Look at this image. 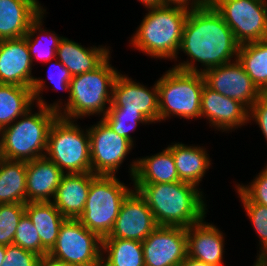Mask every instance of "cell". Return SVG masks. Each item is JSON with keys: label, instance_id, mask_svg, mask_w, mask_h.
<instances>
[{"label": "cell", "instance_id": "1", "mask_svg": "<svg viewBox=\"0 0 267 266\" xmlns=\"http://www.w3.org/2000/svg\"><path fill=\"white\" fill-rule=\"evenodd\" d=\"M239 46L233 31L210 3L189 11L178 51V55L182 52L188 59L174 61L172 66L185 72L203 73L237 60Z\"/></svg>", "mask_w": 267, "mask_h": 266}, {"label": "cell", "instance_id": "2", "mask_svg": "<svg viewBox=\"0 0 267 266\" xmlns=\"http://www.w3.org/2000/svg\"><path fill=\"white\" fill-rule=\"evenodd\" d=\"M133 187L145 199L158 226L188 228L209 212L204 190L191 183L133 184Z\"/></svg>", "mask_w": 267, "mask_h": 266}, {"label": "cell", "instance_id": "3", "mask_svg": "<svg viewBox=\"0 0 267 266\" xmlns=\"http://www.w3.org/2000/svg\"><path fill=\"white\" fill-rule=\"evenodd\" d=\"M145 11L143 19L128 40L129 47L155 60H180L178 51L189 10L161 5Z\"/></svg>", "mask_w": 267, "mask_h": 266}, {"label": "cell", "instance_id": "4", "mask_svg": "<svg viewBox=\"0 0 267 266\" xmlns=\"http://www.w3.org/2000/svg\"><path fill=\"white\" fill-rule=\"evenodd\" d=\"M111 54L95 69L72 76L70 96L58 111L60 117L69 120L102 118L112 102L113 86L121 70L112 66Z\"/></svg>", "mask_w": 267, "mask_h": 266}, {"label": "cell", "instance_id": "5", "mask_svg": "<svg viewBox=\"0 0 267 266\" xmlns=\"http://www.w3.org/2000/svg\"><path fill=\"white\" fill-rule=\"evenodd\" d=\"M58 116L57 111L35 104L14 123L2 128L5 159L27 162L44 157L50 127Z\"/></svg>", "mask_w": 267, "mask_h": 266}, {"label": "cell", "instance_id": "6", "mask_svg": "<svg viewBox=\"0 0 267 266\" xmlns=\"http://www.w3.org/2000/svg\"><path fill=\"white\" fill-rule=\"evenodd\" d=\"M159 98V123L172 117L201 119V93L205 85L202 73L166 70L156 79Z\"/></svg>", "mask_w": 267, "mask_h": 266}, {"label": "cell", "instance_id": "7", "mask_svg": "<svg viewBox=\"0 0 267 266\" xmlns=\"http://www.w3.org/2000/svg\"><path fill=\"white\" fill-rule=\"evenodd\" d=\"M133 189V185L128 186L117 175H95L91 179L85 207L78 220L101 239L107 237L114 227L123 201Z\"/></svg>", "mask_w": 267, "mask_h": 266}, {"label": "cell", "instance_id": "8", "mask_svg": "<svg viewBox=\"0 0 267 266\" xmlns=\"http://www.w3.org/2000/svg\"><path fill=\"white\" fill-rule=\"evenodd\" d=\"M77 123L58 116L49 130L45 157L65 174L91 172L90 136Z\"/></svg>", "mask_w": 267, "mask_h": 266}, {"label": "cell", "instance_id": "9", "mask_svg": "<svg viewBox=\"0 0 267 266\" xmlns=\"http://www.w3.org/2000/svg\"><path fill=\"white\" fill-rule=\"evenodd\" d=\"M102 239L78 219H66L52 249V257L73 266H101Z\"/></svg>", "mask_w": 267, "mask_h": 266}, {"label": "cell", "instance_id": "10", "mask_svg": "<svg viewBox=\"0 0 267 266\" xmlns=\"http://www.w3.org/2000/svg\"><path fill=\"white\" fill-rule=\"evenodd\" d=\"M241 45L267 39V0H210Z\"/></svg>", "mask_w": 267, "mask_h": 266}, {"label": "cell", "instance_id": "11", "mask_svg": "<svg viewBox=\"0 0 267 266\" xmlns=\"http://www.w3.org/2000/svg\"><path fill=\"white\" fill-rule=\"evenodd\" d=\"M87 126L90 136L91 172L95 175L116 176L127 156L134 150L128 139L118 135L109 125L99 118Z\"/></svg>", "mask_w": 267, "mask_h": 266}, {"label": "cell", "instance_id": "12", "mask_svg": "<svg viewBox=\"0 0 267 266\" xmlns=\"http://www.w3.org/2000/svg\"><path fill=\"white\" fill-rule=\"evenodd\" d=\"M202 74L207 87L239 101L248 110L263 94L238 60L210 68Z\"/></svg>", "mask_w": 267, "mask_h": 266}, {"label": "cell", "instance_id": "13", "mask_svg": "<svg viewBox=\"0 0 267 266\" xmlns=\"http://www.w3.org/2000/svg\"><path fill=\"white\" fill-rule=\"evenodd\" d=\"M142 247L145 266H179L187 257L186 228L157 226Z\"/></svg>", "mask_w": 267, "mask_h": 266}, {"label": "cell", "instance_id": "14", "mask_svg": "<svg viewBox=\"0 0 267 266\" xmlns=\"http://www.w3.org/2000/svg\"><path fill=\"white\" fill-rule=\"evenodd\" d=\"M137 80L121 72L116 77L110 107L121 111L140 112L152 124L159 123L158 87L155 80L152 86L136 82Z\"/></svg>", "mask_w": 267, "mask_h": 266}, {"label": "cell", "instance_id": "15", "mask_svg": "<svg viewBox=\"0 0 267 266\" xmlns=\"http://www.w3.org/2000/svg\"><path fill=\"white\" fill-rule=\"evenodd\" d=\"M157 226L145 199L133 189L123 201L112 231L103 239L143 242Z\"/></svg>", "mask_w": 267, "mask_h": 266}, {"label": "cell", "instance_id": "16", "mask_svg": "<svg viewBox=\"0 0 267 266\" xmlns=\"http://www.w3.org/2000/svg\"><path fill=\"white\" fill-rule=\"evenodd\" d=\"M249 110L239 101L226 97L204 85L201 93V120L221 133H232L248 125Z\"/></svg>", "mask_w": 267, "mask_h": 266}, {"label": "cell", "instance_id": "17", "mask_svg": "<svg viewBox=\"0 0 267 266\" xmlns=\"http://www.w3.org/2000/svg\"><path fill=\"white\" fill-rule=\"evenodd\" d=\"M26 36L0 40V84L31 88L36 76Z\"/></svg>", "mask_w": 267, "mask_h": 266}, {"label": "cell", "instance_id": "18", "mask_svg": "<svg viewBox=\"0 0 267 266\" xmlns=\"http://www.w3.org/2000/svg\"><path fill=\"white\" fill-rule=\"evenodd\" d=\"M204 218L186 228L187 256L215 266H224L226 235Z\"/></svg>", "mask_w": 267, "mask_h": 266}, {"label": "cell", "instance_id": "19", "mask_svg": "<svg viewBox=\"0 0 267 266\" xmlns=\"http://www.w3.org/2000/svg\"><path fill=\"white\" fill-rule=\"evenodd\" d=\"M162 151L132 158L128 165L130 184H157L178 182L179 176L172 152L164 147ZM152 155V156H151Z\"/></svg>", "mask_w": 267, "mask_h": 266}, {"label": "cell", "instance_id": "20", "mask_svg": "<svg viewBox=\"0 0 267 266\" xmlns=\"http://www.w3.org/2000/svg\"><path fill=\"white\" fill-rule=\"evenodd\" d=\"M64 174L45 156L27 161L26 203L51 202Z\"/></svg>", "mask_w": 267, "mask_h": 266}, {"label": "cell", "instance_id": "21", "mask_svg": "<svg viewBox=\"0 0 267 266\" xmlns=\"http://www.w3.org/2000/svg\"><path fill=\"white\" fill-rule=\"evenodd\" d=\"M173 154V159L180 181L191 183L198 188L203 177L212 168V158L208 153V147L195 144L172 142L166 146Z\"/></svg>", "mask_w": 267, "mask_h": 266}, {"label": "cell", "instance_id": "22", "mask_svg": "<svg viewBox=\"0 0 267 266\" xmlns=\"http://www.w3.org/2000/svg\"><path fill=\"white\" fill-rule=\"evenodd\" d=\"M94 173L64 174L51 201L66 219H78L84 210Z\"/></svg>", "mask_w": 267, "mask_h": 266}, {"label": "cell", "instance_id": "23", "mask_svg": "<svg viewBox=\"0 0 267 266\" xmlns=\"http://www.w3.org/2000/svg\"><path fill=\"white\" fill-rule=\"evenodd\" d=\"M111 48L104 44L84 47L81 43L63 37L56 50V59L75 76L97 68L112 53Z\"/></svg>", "mask_w": 267, "mask_h": 266}, {"label": "cell", "instance_id": "24", "mask_svg": "<svg viewBox=\"0 0 267 266\" xmlns=\"http://www.w3.org/2000/svg\"><path fill=\"white\" fill-rule=\"evenodd\" d=\"M42 11L31 0H0V40L24 37Z\"/></svg>", "mask_w": 267, "mask_h": 266}, {"label": "cell", "instance_id": "25", "mask_svg": "<svg viewBox=\"0 0 267 266\" xmlns=\"http://www.w3.org/2000/svg\"><path fill=\"white\" fill-rule=\"evenodd\" d=\"M25 213L37 229L42 248L48 253L54 246L66 218L52 202H27Z\"/></svg>", "mask_w": 267, "mask_h": 266}, {"label": "cell", "instance_id": "26", "mask_svg": "<svg viewBox=\"0 0 267 266\" xmlns=\"http://www.w3.org/2000/svg\"><path fill=\"white\" fill-rule=\"evenodd\" d=\"M48 12L42 11L41 14L31 23L27 32L26 42L29 48L32 62H50L56 58V50L63 36L51 29L45 28L44 20Z\"/></svg>", "mask_w": 267, "mask_h": 266}, {"label": "cell", "instance_id": "27", "mask_svg": "<svg viewBox=\"0 0 267 266\" xmlns=\"http://www.w3.org/2000/svg\"><path fill=\"white\" fill-rule=\"evenodd\" d=\"M53 60L55 61L53 62ZM47 63H51L48 64L49 68L46 72L47 77H45L47 79H44L42 77H35L33 85L31 87L32 94L35 104L53 109L58 112L63 107V104L65 105L67 103V100H69L70 81L72 79V75L70 74L69 70L64 67V65L56 58L52 59L50 62ZM46 80L49 81L48 83H51L53 85L50 86L52 87L53 91H66L68 93L66 99L63 100V98H58V100H55L53 103L47 102L46 99H44L43 97V91H46V89L49 90V86H47L48 83L46 82Z\"/></svg>", "mask_w": 267, "mask_h": 266}, {"label": "cell", "instance_id": "28", "mask_svg": "<svg viewBox=\"0 0 267 266\" xmlns=\"http://www.w3.org/2000/svg\"><path fill=\"white\" fill-rule=\"evenodd\" d=\"M34 105L31 88L0 84V130L14 123Z\"/></svg>", "mask_w": 267, "mask_h": 266}, {"label": "cell", "instance_id": "29", "mask_svg": "<svg viewBox=\"0 0 267 266\" xmlns=\"http://www.w3.org/2000/svg\"><path fill=\"white\" fill-rule=\"evenodd\" d=\"M26 161L6 160L0 164V204H26Z\"/></svg>", "mask_w": 267, "mask_h": 266}, {"label": "cell", "instance_id": "30", "mask_svg": "<svg viewBox=\"0 0 267 266\" xmlns=\"http://www.w3.org/2000/svg\"><path fill=\"white\" fill-rule=\"evenodd\" d=\"M237 60L262 93H267V39L241 44Z\"/></svg>", "mask_w": 267, "mask_h": 266}, {"label": "cell", "instance_id": "31", "mask_svg": "<svg viewBox=\"0 0 267 266\" xmlns=\"http://www.w3.org/2000/svg\"><path fill=\"white\" fill-rule=\"evenodd\" d=\"M101 266H145L142 242L102 239Z\"/></svg>", "mask_w": 267, "mask_h": 266}, {"label": "cell", "instance_id": "32", "mask_svg": "<svg viewBox=\"0 0 267 266\" xmlns=\"http://www.w3.org/2000/svg\"><path fill=\"white\" fill-rule=\"evenodd\" d=\"M102 119L114 132L128 139L133 145L135 144V147L136 140L131 134H134V131L139 125L149 126L152 124L140 112L121 111L118 107H109L107 113L102 117Z\"/></svg>", "mask_w": 267, "mask_h": 266}, {"label": "cell", "instance_id": "33", "mask_svg": "<svg viewBox=\"0 0 267 266\" xmlns=\"http://www.w3.org/2000/svg\"><path fill=\"white\" fill-rule=\"evenodd\" d=\"M233 188L239 197V202L241 201L246 217L248 216L251 222L255 235L257 234V243H259L257 255L267 256V206L252 203L236 186Z\"/></svg>", "mask_w": 267, "mask_h": 266}, {"label": "cell", "instance_id": "34", "mask_svg": "<svg viewBox=\"0 0 267 266\" xmlns=\"http://www.w3.org/2000/svg\"><path fill=\"white\" fill-rule=\"evenodd\" d=\"M26 204H0V245H12L20 218Z\"/></svg>", "mask_w": 267, "mask_h": 266}, {"label": "cell", "instance_id": "35", "mask_svg": "<svg viewBox=\"0 0 267 266\" xmlns=\"http://www.w3.org/2000/svg\"><path fill=\"white\" fill-rule=\"evenodd\" d=\"M13 245L22 247L24 250L34 252L42 256L47 252L42 248L37 229L26 213L20 218L14 236Z\"/></svg>", "mask_w": 267, "mask_h": 266}, {"label": "cell", "instance_id": "36", "mask_svg": "<svg viewBox=\"0 0 267 266\" xmlns=\"http://www.w3.org/2000/svg\"><path fill=\"white\" fill-rule=\"evenodd\" d=\"M267 162V161H266ZM253 180L244 183L235 181V185L252 203L267 206V163Z\"/></svg>", "mask_w": 267, "mask_h": 266}, {"label": "cell", "instance_id": "37", "mask_svg": "<svg viewBox=\"0 0 267 266\" xmlns=\"http://www.w3.org/2000/svg\"><path fill=\"white\" fill-rule=\"evenodd\" d=\"M39 257L34 252L12 244L6 246L5 257L1 266H37Z\"/></svg>", "mask_w": 267, "mask_h": 266}, {"label": "cell", "instance_id": "38", "mask_svg": "<svg viewBox=\"0 0 267 266\" xmlns=\"http://www.w3.org/2000/svg\"><path fill=\"white\" fill-rule=\"evenodd\" d=\"M248 122L258 125L267 143V93H263L249 109Z\"/></svg>", "mask_w": 267, "mask_h": 266}, {"label": "cell", "instance_id": "39", "mask_svg": "<svg viewBox=\"0 0 267 266\" xmlns=\"http://www.w3.org/2000/svg\"><path fill=\"white\" fill-rule=\"evenodd\" d=\"M210 4V0H162V5L176 6L189 11L199 9Z\"/></svg>", "mask_w": 267, "mask_h": 266}, {"label": "cell", "instance_id": "40", "mask_svg": "<svg viewBox=\"0 0 267 266\" xmlns=\"http://www.w3.org/2000/svg\"><path fill=\"white\" fill-rule=\"evenodd\" d=\"M37 266H73L66 262L56 259L48 253L39 257Z\"/></svg>", "mask_w": 267, "mask_h": 266}, {"label": "cell", "instance_id": "41", "mask_svg": "<svg viewBox=\"0 0 267 266\" xmlns=\"http://www.w3.org/2000/svg\"><path fill=\"white\" fill-rule=\"evenodd\" d=\"M179 266H215L187 256Z\"/></svg>", "mask_w": 267, "mask_h": 266}, {"label": "cell", "instance_id": "42", "mask_svg": "<svg viewBox=\"0 0 267 266\" xmlns=\"http://www.w3.org/2000/svg\"><path fill=\"white\" fill-rule=\"evenodd\" d=\"M145 9L162 5V0H137Z\"/></svg>", "mask_w": 267, "mask_h": 266}, {"label": "cell", "instance_id": "43", "mask_svg": "<svg viewBox=\"0 0 267 266\" xmlns=\"http://www.w3.org/2000/svg\"><path fill=\"white\" fill-rule=\"evenodd\" d=\"M255 258L256 260H254L251 266H267V256L257 255Z\"/></svg>", "mask_w": 267, "mask_h": 266}, {"label": "cell", "instance_id": "44", "mask_svg": "<svg viewBox=\"0 0 267 266\" xmlns=\"http://www.w3.org/2000/svg\"><path fill=\"white\" fill-rule=\"evenodd\" d=\"M5 253H6V246L0 245V266L2 265L4 261Z\"/></svg>", "mask_w": 267, "mask_h": 266}, {"label": "cell", "instance_id": "45", "mask_svg": "<svg viewBox=\"0 0 267 266\" xmlns=\"http://www.w3.org/2000/svg\"><path fill=\"white\" fill-rule=\"evenodd\" d=\"M4 159L5 157L3 155L2 137H1V132H0V164Z\"/></svg>", "mask_w": 267, "mask_h": 266}, {"label": "cell", "instance_id": "46", "mask_svg": "<svg viewBox=\"0 0 267 266\" xmlns=\"http://www.w3.org/2000/svg\"><path fill=\"white\" fill-rule=\"evenodd\" d=\"M35 2L43 11H47L46 7L39 0H31Z\"/></svg>", "mask_w": 267, "mask_h": 266}]
</instances>
